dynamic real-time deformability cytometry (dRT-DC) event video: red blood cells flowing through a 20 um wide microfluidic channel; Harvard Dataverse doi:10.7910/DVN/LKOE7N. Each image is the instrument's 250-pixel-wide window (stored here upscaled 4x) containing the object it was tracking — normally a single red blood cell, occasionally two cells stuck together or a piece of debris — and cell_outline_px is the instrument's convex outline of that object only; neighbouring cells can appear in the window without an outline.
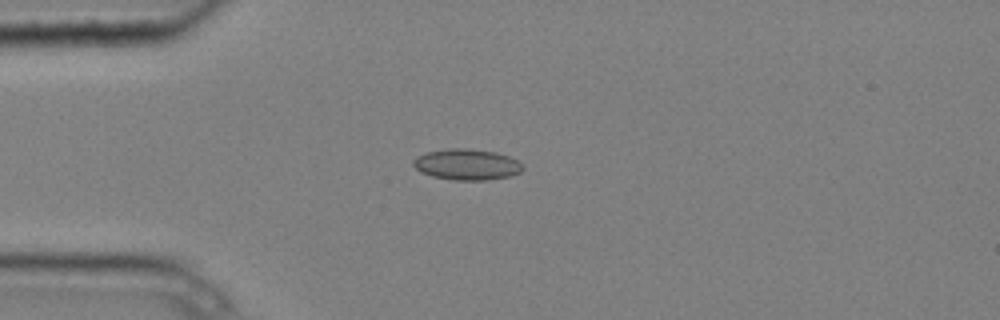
{"species": "common noctule bat (a hibernating species)", "species_latin": "Nyctalus noctula", "temperature_condition": "cold", "stored_images_in_passage": 3, "camera_frame_rate_fps": 3000, "um_per_image_px": 0.085, "animal": {"sex": "male", "body_mass_g": 20.4}, "frame": {"image": 1, "passage_image": 1, "time_ms": 0.0, "image_size_px": [1000, 320], "cell_outline_px": [[524, 168], [520, 172], [508, 176], [488, 180], [452, 180], [432, 176], [420, 172], [412, 164], [412, 160], [416, 156], [428, 152], [448, 148], [468, 148], [496, 152], [508, 156], [516, 160]], "centroid_in_image_um": [39.64, 13.98], "position_along_channel_um": 45.4, "area_um2": 19.77}}
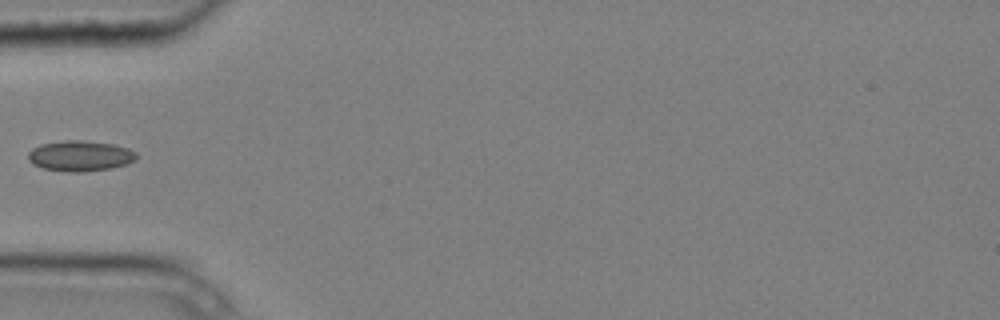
{"frame": {"image": 2, "passage_image": 2, "time_ms": 0.333, "image_size_px": [1000, 320], "cell_outline_px": [[136, 160], [128, 164], [108, 168], [76, 172], [68, 172], [44, 168], [32, 164], [28, 160], [28, 152], [32, 148], [40, 144], [64, 140], [84, 140], [116, 144], [128, 148], [136, 152]], "centroid_in_image_um": [6.8, 13.23], "position_along_channel_um": 78.2, "area_um2": 19.36}}
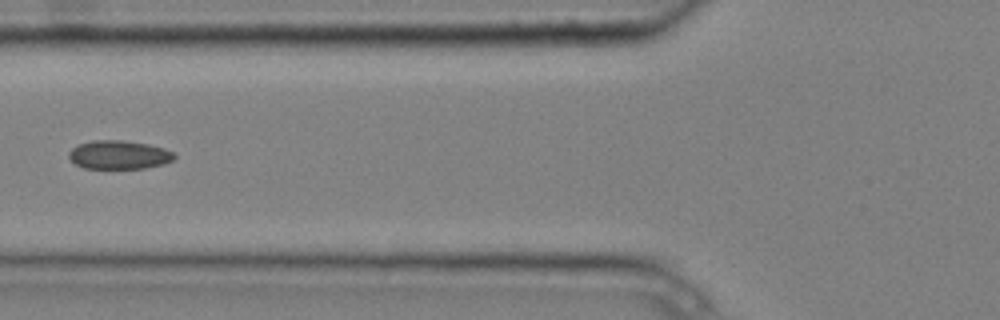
{"frame": {"image": 3, "passage_image": 3, "time_ms": 0.667, "image_size_px": [1000, 320], "cell_outline_px": [[176, 156], [172, 160], [164, 164], [144, 168], [84, 168], [76, 164], [68, 156], [68, 152], [72, 148], [80, 144], [92, 140], [124, 140], [148, 144], [164, 148], [172, 152]], "centroid_in_image_um": [10.11, 13.15], "position_along_channel_um": 115.7, "area_um2": 17.51}}